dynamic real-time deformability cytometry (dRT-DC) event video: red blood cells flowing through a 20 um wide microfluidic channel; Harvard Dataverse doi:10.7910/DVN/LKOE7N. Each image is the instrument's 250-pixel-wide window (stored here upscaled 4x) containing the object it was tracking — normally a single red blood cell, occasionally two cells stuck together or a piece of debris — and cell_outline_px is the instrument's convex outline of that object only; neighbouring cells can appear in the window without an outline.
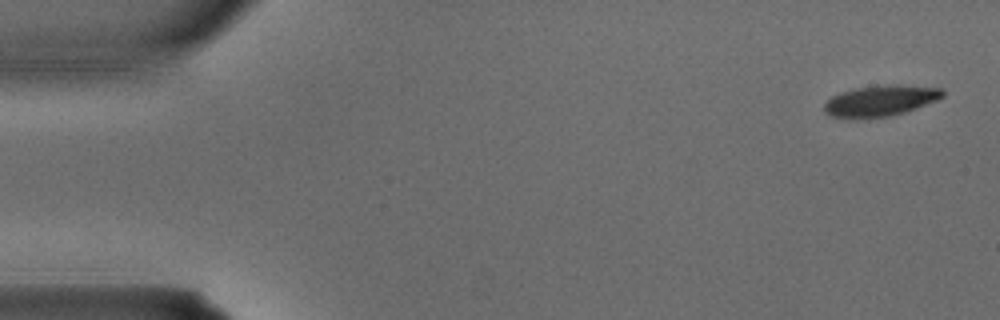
{"species": "common noctule bat (a hibernating species)", "species_latin": "Nyctalus noctula", "temperature_condition": "warm", "stored_images_in_passage": 3, "camera_frame_rate_fps": 3000, "um_per_image_px": 0.085, "animal": {"sex": "male", "body_mass_g": 15.6}, "frame": {"image": 1, "passage_image": 1, "time_ms": 0.0, "image_size_px": [1000, 320], "cell_outline_px": [[944, 96], [936, 100], [916, 108], [904, 112], [888, 116], [856, 120], [832, 116], [824, 112], [824, 104], [832, 96], [840, 92], [856, 88], [892, 84], [900, 84], [944, 88]], "centroid_in_image_um": [74.83, 8.57], "position_along_channel_um": 10.2, "area_um2": 21.56}}
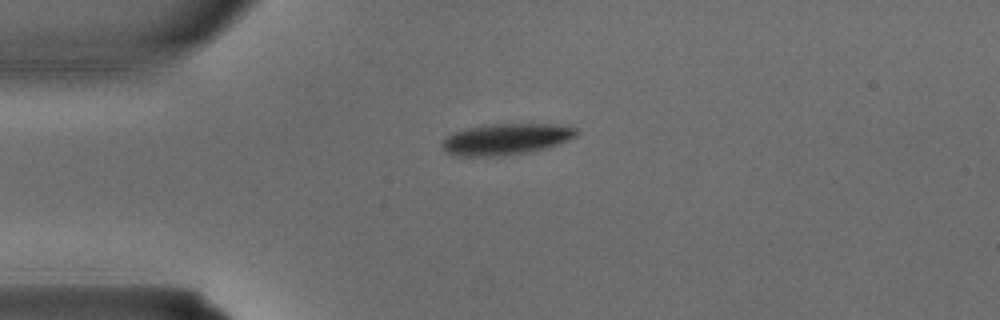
{"frame": {"image": 2, "passage_image": 3, "time_ms": 0.667, "image_size_px": [1000, 320], "cell_outline_px": [[580, 132], [576, 136], [556, 144], [544, 148], [524, 152], [500, 156], [452, 156], [444, 152], [440, 144], [448, 136], [456, 132], [468, 128], [496, 124], [552, 124], [576, 128]], "centroid_in_image_um": [42.97, 11.84], "position_along_channel_um": 42.0, "area_um2": 24.04}}